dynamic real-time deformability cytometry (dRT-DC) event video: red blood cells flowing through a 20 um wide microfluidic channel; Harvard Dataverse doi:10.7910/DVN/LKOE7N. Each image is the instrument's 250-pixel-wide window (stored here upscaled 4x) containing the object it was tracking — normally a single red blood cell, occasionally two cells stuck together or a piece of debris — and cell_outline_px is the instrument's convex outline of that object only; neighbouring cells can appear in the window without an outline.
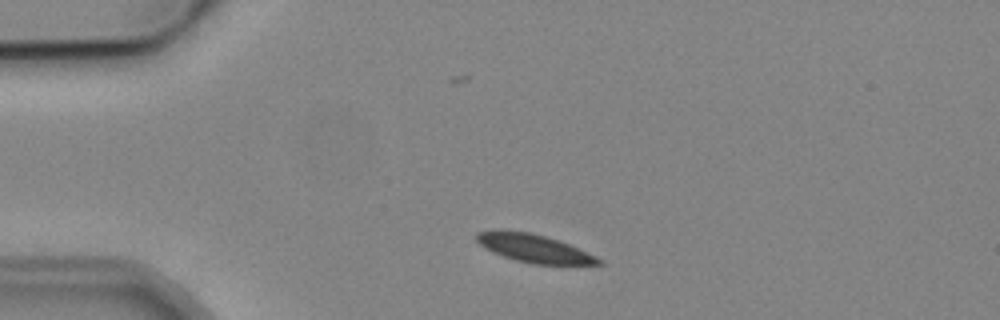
{"species": "common noctule bat (a hibernating species)", "species_latin": "Nyctalus noctula", "temperature_condition": "cold", "stored_images_in_passage": 2, "camera_frame_rate_fps": 3000, "um_per_image_px": 0.085, "animal": {"sex": "male", "body_mass_g": 19.2, "forearm_length_mm": 51.8}, "frame": {"image": 1, "passage_image": 1, "time_ms": 0.0, "image_size_px": [1000, 320], "cell_outline_px": [[604, 264], [532, 264], [516, 260], [492, 252], [484, 248], [476, 240], [476, 232], [500, 228], [528, 232], [544, 236], [568, 244], [596, 256], [604, 260]], "centroid_in_image_um": [45.33, 21.09], "position_along_channel_um": 39.7, "area_um2": 20.0}}